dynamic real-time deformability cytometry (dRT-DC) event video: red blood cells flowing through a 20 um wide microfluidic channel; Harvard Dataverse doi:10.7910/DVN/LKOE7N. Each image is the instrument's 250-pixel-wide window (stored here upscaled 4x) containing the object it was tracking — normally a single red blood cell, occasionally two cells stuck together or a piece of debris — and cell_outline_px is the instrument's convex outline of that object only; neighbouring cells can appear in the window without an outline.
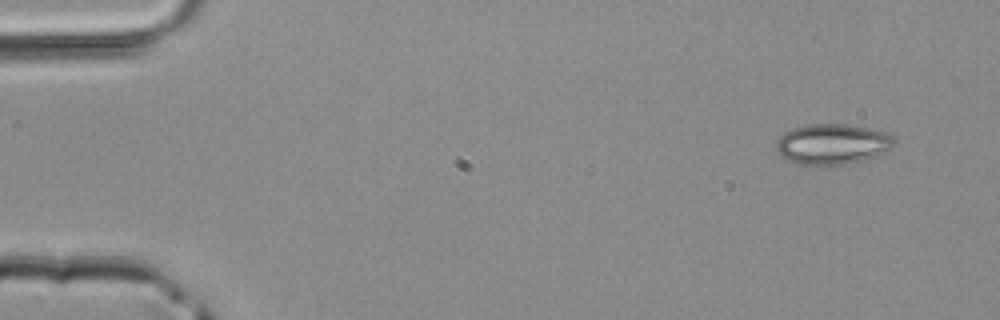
{"species": "common noctule bat (a hibernating species)", "species_latin": "Nyctalus noctula", "temperature_condition": "room temperature", "stored_images_in_passage": 3, "camera_frame_rate_fps": 3000, "um_per_image_px": 0.085, "animal": {"sex": "male", "body_mass_g": 20.4}, "frame": {"image": 1, "passage_image": 1, "time_ms": 0.0, "image_size_px": [1000, 320], "cell_outline_px": [[896, 140], [892, 148], [888, 152], [864, 160], [844, 164], [800, 164], [788, 160], [780, 156], [776, 148], [776, 144], [780, 136], [784, 132], [792, 128], [808, 124], [848, 124], [888, 132]], "centroid_in_image_um": [70.79, 12.23], "position_along_channel_um": 14.2, "area_um2": 27.98}}